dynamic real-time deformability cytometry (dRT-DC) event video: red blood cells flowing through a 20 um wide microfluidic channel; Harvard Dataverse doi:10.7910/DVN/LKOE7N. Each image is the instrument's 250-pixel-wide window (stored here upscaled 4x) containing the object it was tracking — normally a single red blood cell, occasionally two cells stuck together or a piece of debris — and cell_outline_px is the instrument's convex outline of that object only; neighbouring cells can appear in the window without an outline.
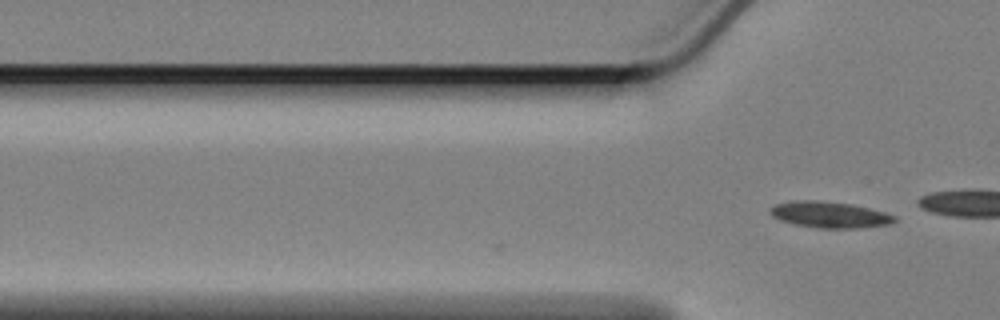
{"species": "Egyptian fruit bat (a non-hibernating species)", "species_latin": "Rousettus aegyptiacus", "temperature_condition": "cold", "stored_images_in_passage": 2, "camera_frame_rate_fps": 3000, "um_per_image_px": 0.085, "animal": {"sex": "female"}, "frame": {"image": 1, "passage_image": 2, "time_ms": 0.333, "image_size_px": [1000, 320], "cell_outline_px": [[896, 220], [892, 224], [860, 228], [820, 228], [796, 224], [780, 220], [772, 216], [768, 212], [768, 208], [776, 204], [796, 200], [816, 200], [852, 204], [884, 212], [896, 216]], "centroid_in_image_um": [70.51, 18.25], "position_along_channel_um": 55.3, "area_um2": 19.02}}